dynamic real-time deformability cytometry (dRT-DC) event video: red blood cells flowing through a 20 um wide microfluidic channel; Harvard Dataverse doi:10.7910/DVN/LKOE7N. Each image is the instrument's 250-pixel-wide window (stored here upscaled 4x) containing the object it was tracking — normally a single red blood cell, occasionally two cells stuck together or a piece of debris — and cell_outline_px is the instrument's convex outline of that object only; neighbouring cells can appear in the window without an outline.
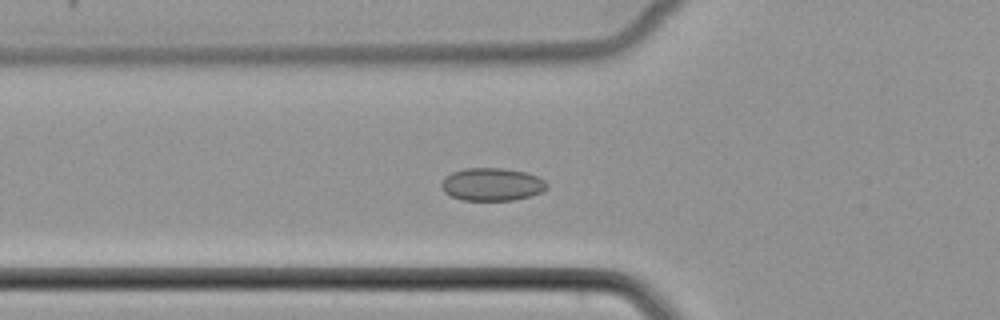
{"species": "common noctule bat (a hibernating species)", "species_latin": "Nyctalus noctula", "temperature_condition": "cold", "stored_images_in_passage": 14, "camera_frame_rate_fps": 3000, "um_per_image_px": 0.085, "animal": {"sex": "female", "body_mass_g": 22.7, "forearm_length_mm": 54.2}, "frame": {"image": 1, "passage_image": 2, "time_ms": 0.333, "image_size_px": [1000, 320], "cell_outline_px": [[548, 188], [532, 196], [512, 200], [460, 200], [444, 192], [440, 188], [440, 184], [444, 176], [452, 172], [464, 168], [504, 168], [524, 172], [536, 176], [544, 180], [548, 184]], "centroid_in_image_um": [41.78, 15.67], "position_along_channel_um": 84.0, "area_um2": 20.35}}